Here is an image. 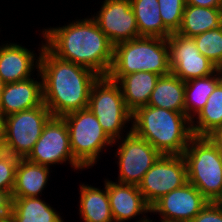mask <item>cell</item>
<instances>
[{"label": "cell", "instance_id": "obj_1", "mask_svg": "<svg viewBox=\"0 0 222 222\" xmlns=\"http://www.w3.org/2000/svg\"><path fill=\"white\" fill-rule=\"evenodd\" d=\"M75 20L62 27L43 28L41 39L45 47L62 60L107 76L113 62L114 45L92 17Z\"/></svg>", "mask_w": 222, "mask_h": 222}, {"label": "cell", "instance_id": "obj_2", "mask_svg": "<svg viewBox=\"0 0 222 222\" xmlns=\"http://www.w3.org/2000/svg\"><path fill=\"white\" fill-rule=\"evenodd\" d=\"M43 103L54 117L88 108L90 91L99 75L53 55L45 46L40 54Z\"/></svg>", "mask_w": 222, "mask_h": 222}, {"label": "cell", "instance_id": "obj_3", "mask_svg": "<svg viewBox=\"0 0 222 222\" xmlns=\"http://www.w3.org/2000/svg\"><path fill=\"white\" fill-rule=\"evenodd\" d=\"M131 122L135 135L165 155H183L194 137L191 120L181 112L147 105L132 113Z\"/></svg>", "mask_w": 222, "mask_h": 222}, {"label": "cell", "instance_id": "obj_4", "mask_svg": "<svg viewBox=\"0 0 222 222\" xmlns=\"http://www.w3.org/2000/svg\"><path fill=\"white\" fill-rule=\"evenodd\" d=\"M147 71L160 76L171 73L167 39L138 37L114 46L113 62L108 77Z\"/></svg>", "mask_w": 222, "mask_h": 222}, {"label": "cell", "instance_id": "obj_5", "mask_svg": "<svg viewBox=\"0 0 222 222\" xmlns=\"http://www.w3.org/2000/svg\"><path fill=\"white\" fill-rule=\"evenodd\" d=\"M183 157L188 182L209 202H219L222 198V152L208 137L194 136Z\"/></svg>", "mask_w": 222, "mask_h": 222}, {"label": "cell", "instance_id": "obj_6", "mask_svg": "<svg viewBox=\"0 0 222 222\" xmlns=\"http://www.w3.org/2000/svg\"><path fill=\"white\" fill-rule=\"evenodd\" d=\"M62 118L69 131L73 157L84 170L93 167L102 152L108 150L107 147H113L114 141L102 129L89 108L68 113Z\"/></svg>", "mask_w": 222, "mask_h": 222}, {"label": "cell", "instance_id": "obj_7", "mask_svg": "<svg viewBox=\"0 0 222 222\" xmlns=\"http://www.w3.org/2000/svg\"><path fill=\"white\" fill-rule=\"evenodd\" d=\"M88 108L97 117L107 135L114 141L132 123V112L127 108L119 84L108 76H99L93 83ZM127 127V128H126Z\"/></svg>", "mask_w": 222, "mask_h": 222}, {"label": "cell", "instance_id": "obj_8", "mask_svg": "<svg viewBox=\"0 0 222 222\" xmlns=\"http://www.w3.org/2000/svg\"><path fill=\"white\" fill-rule=\"evenodd\" d=\"M52 117L44 105L4 117L3 139L9 154L26 158Z\"/></svg>", "mask_w": 222, "mask_h": 222}, {"label": "cell", "instance_id": "obj_9", "mask_svg": "<svg viewBox=\"0 0 222 222\" xmlns=\"http://www.w3.org/2000/svg\"><path fill=\"white\" fill-rule=\"evenodd\" d=\"M116 143L119 144L114 152L118 160L116 164L119 167L116 182L138 186L145 173L162 154L145 139L135 135L132 127L127 129L125 136L114 140L113 146Z\"/></svg>", "mask_w": 222, "mask_h": 222}, {"label": "cell", "instance_id": "obj_10", "mask_svg": "<svg viewBox=\"0 0 222 222\" xmlns=\"http://www.w3.org/2000/svg\"><path fill=\"white\" fill-rule=\"evenodd\" d=\"M26 159L48 167L67 162L74 168V171L84 169L73 157L69 131L62 117L52 116L48 120L40 138Z\"/></svg>", "mask_w": 222, "mask_h": 222}, {"label": "cell", "instance_id": "obj_11", "mask_svg": "<svg viewBox=\"0 0 222 222\" xmlns=\"http://www.w3.org/2000/svg\"><path fill=\"white\" fill-rule=\"evenodd\" d=\"M187 166L183 155L162 154L145 173L138 188L152 206L163 195L187 183Z\"/></svg>", "mask_w": 222, "mask_h": 222}, {"label": "cell", "instance_id": "obj_12", "mask_svg": "<svg viewBox=\"0 0 222 222\" xmlns=\"http://www.w3.org/2000/svg\"><path fill=\"white\" fill-rule=\"evenodd\" d=\"M167 42L171 72L182 81L210 76L219 69L200 53L193 38L172 33Z\"/></svg>", "mask_w": 222, "mask_h": 222}, {"label": "cell", "instance_id": "obj_13", "mask_svg": "<svg viewBox=\"0 0 222 222\" xmlns=\"http://www.w3.org/2000/svg\"><path fill=\"white\" fill-rule=\"evenodd\" d=\"M91 16L114 46L140 37L130 0H104Z\"/></svg>", "mask_w": 222, "mask_h": 222}, {"label": "cell", "instance_id": "obj_14", "mask_svg": "<svg viewBox=\"0 0 222 222\" xmlns=\"http://www.w3.org/2000/svg\"><path fill=\"white\" fill-rule=\"evenodd\" d=\"M209 201L191 183L163 195L151 206V213L163 222H191Z\"/></svg>", "mask_w": 222, "mask_h": 222}, {"label": "cell", "instance_id": "obj_15", "mask_svg": "<svg viewBox=\"0 0 222 222\" xmlns=\"http://www.w3.org/2000/svg\"><path fill=\"white\" fill-rule=\"evenodd\" d=\"M41 42V47L38 49L39 56L34 54L35 51L20 44L10 41L1 43L0 77L5 84L27 80L34 75L32 74L34 71H39L40 54L45 46L43 40Z\"/></svg>", "mask_w": 222, "mask_h": 222}, {"label": "cell", "instance_id": "obj_16", "mask_svg": "<svg viewBox=\"0 0 222 222\" xmlns=\"http://www.w3.org/2000/svg\"><path fill=\"white\" fill-rule=\"evenodd\" d=\"M107 189L114 222H126L140 214L143 217H148L147 213L151 214V206L142 196L138 186L107 179Z\"/></svg>", "mask_w": 222, "mask_h": 222}, {"label": "cell", "instance_id": "obj_17", "mask_svg": "<svg viewBox=\"0 0 222 222\" xmlns=\"http://www.w3.org/2000/svg\"><path fill=\"white\" fill-rule=\"evenodd\" d=\"M37 74V78L5 84L0 102L4 117L43 104L42 78L39 71Z\"/></svg>", "mask_w": 222, "mask_h": 222}, {"label": "cell", "instance_id": "obj_18", "mask_svg": "<svg viewBox=\"0 0 222 222\" xmlns=\"http://www.w3.org/2000/svg\"><path fill=\"white\" fill-rule=\"evenodd\" d=\"M160 75L139 71L123 77H109L116 81L121 89L127 108L133 113L137 108L147 106L151 93Z\"/></svg>", "mask_w": 222, "mask_h": 222}, {"label": "cell", "instance_id": "obj_19", "mask_svg": "<svg viewBox=\"0 0 222 222\" xmlns=\"http://www.w3.org/2000/svg\"><path fill=\"white\" fill-rule=\"evenodd\" d=\"M51 167L20 158L15 172L12 197H39L45 190Z\"/></svg>", "mask_w": 222, "mask_h": 222}, {"label": "cell", "instance_id": "obj_20", "mask_svg": "<svg viewBox=\"0 0 222 222\" xmlns=\"http://www.w3.org/2000/svg\"><path fill=\"white\" fill-rule=\"evenodd\" d=\"M103 190L80 183L79 215L84 222H114L108 198L107 179Z\"/></svg>", "mask_w": 222, "mask_h": 222}, {"label": "cell", "instance_id": "obj_21", "mask_svg": "<svg viewBox=\"0 0 222 222\" xmlns=\"http://www.w3.org/2000/svg\"><path fill=\"white\" fill-rule=\"evenodd\" d=\"M184 94L185 81L171 72L158 78L147 105L185 113Z\"/></svg>", "mask_w": 222, "mask_h": 222}, {"label": "cell", "instance_id": "obj_22", "mask_svg": "<svg viewBox=\"0 0 222 222\" xmlns=\"http://www.w3.org/2000/svg\"><path fill=\"white\" fill-rule=\"evenodd\" d=\"M41 197H12L11 222H64L60 212Z\"/></svg>", "mask_w": 222, "mask_h": 222}, {"label": "cell", "instance_id": "obj_23", "mask_svg": "<svg viewBox=\"0 0 222 222\" xmlns=\"http://www.w3.org/2000/svg\"><path fill=\"white\" fill-rule=\"evenodd\" d=\"M220 26H222V8L186 4L181 27L177 33L184 37L193 38Z\"/></svg>", "mask_w": 222, "mask_h": 222}, {"label": "cell", "instance_id": "obj_24", "mask_svg": "<svg viewBox=\"0 0 222 222\" xmlns=\"http://www.w3.org/2000/svg\"><path fill=\"white\" fill-rule=\"evenodd\" d=\"M140 37L167 39L172 32L164 25L157 0H130Z\"/></svg>", "mask_w": 222, "mask_h": 222}, {"label": "cell", "instance_id": "obj_25", "mask_svg": "<svg viewBox=\"0 0 222 222\" xmlns=\"http://www.w3.org/2000/svg\"><path fill=\"white\" fill-rule=\"evenodd\" d=\"M221 81L219 69L210 76L185 81V114L190 120L205 106L208 97Z\"/></svg>", "mask_w": 222, "mask_h": 222}, {"label": "cell", "instance_id": "obj_26", "mask_svg": "<svg viewBox=\"0 0 222 222\" xmlns=\"http://www.w3.org/2000/svg\"><path fill=\"white\" fill-rule=\"evenodd\" d=\"M222 126V81L215 87L205 106L191 120L194 136L207 137Z\"/></svg>", "mask_w": 222, "mask_h": 222}, {"label": "cell", "instance_id": "obj_27", "mask_svg": "<svg viewBox=\"0 0 222 222\" xmlns=\"http://www.w3.org/2000/svg\"><path fill=\"white\" fill-rule=\"evenodd\" d=\"M200 53L218 68L222 66V26L193 37Z\"/></svg>", "mask_w": 222, "mask_h": 222}, {"label": "cell", "instance_id": "obj_28", "mask_svg": "<svg viewBox=\"0 0 222 222\" xmlns=\"http://www.w3.org/2000/svg\"><path fill=\"white\" fill-rule=\"evenodd\" d=\"M160 16L164 25L172 32L177 33L181 27L185 0H157Z\"/></svg>", "mask_w": 222, "mask_h": 222}, {"label": "cell", "instance_id": "obj_29", "mask_svg": "<svg viewBox=\"0 0 222 222\" xmlns=\"http://www.w3.org/2000/svg\"><path fill=\"white\" fill-rule=\"evenodd\" d=\"M19 159L20 158L12 154H8L5 158L0 160V191L12 193Z\"/></svg>", "mask_w": 222, "mask_h": 222}, {"label": "cell", "instance_id": "obj_30", "mask_svg": "<svg viewBox=\"0 0 222 222\" xmlns=\"http://www.w3.org/2000/svg\"><path fill=\"white\" fill-rule=\"evenodd\" d=\"M191 222H222V205L219 202H208Z\"/></svg>", "mask_w": 222, "mask_h": 222}, {"label": "cell", "instance_id": "obj_31", "mask_svg": "<svg viewBox=\"0 0 222 222\" xmlns=\"http://www.w3.org/2000/svg\"><path fill=\"white\" fill-rule=\"evenodd\" d=\"M12 200L11 192L0 191V222L10 219Z\"/></svg>", "mask_w": 222, "mask_h": 222}, {"label": "cell", "instance_id": "obj_32", "mask_svg": "<svg viewBox=\"0 0 222 222\" xmlns=\"http://www.w3.org/2000/svg\"><path fill=\"white\" fill-rule=\"evenodd\" d=\"M185 3L207 8H222V0H185Z\"/></svg>", "mask_w": 222, "mask_h": 222}, {"label": "cell", "instance_id": "obj_33", "mask_svg": "<svg viewBox=\"0 0 222 222\" xmlns=\"http://www.w3.org/2000/svg\"><path fill=\"white\" fill-rule=\"evenodd\" d=\"M207 137L222 152V126L217 127Z\"/></svg>", "mask_w": 222, "mask_h": 222}, {"label": "cell", "instance_id": "obj_34", "mask_svg": "<svg viewBox=\"0 0 222 222\" xmlns=\"http://www.w3.org/2000/svg\"><path fill=\"white\" fill-rule=\"evenodd\" d=\"M7 146L5 144L4 139H0V160L5 158L8 155Z\"/></svg>", "mask_w": 222, "mask_h": 222}, {"label": "cell", "instance_id": "obj_35", "mask_svg": "<svg viewBox=\"0 0 222 222\" xmlns=\"http://www.w3.org/2000/svg\"><path fill=\"white\" fill-rule=\"evenodd\" d=\"M4 116L0 112V139H3Z\"/></svg>", "mask_w": 222, "mask_h": 222}, {"label": "cell", "instance_id": "obj_36", "mask_svg": "<svg viewBox=\"0 0 222 222\" xmlns=\"http://www.w3.org/2000/svg\"><path fill=\"white\" fill-rule=\"evenodd\" d=\"M4 86H5V83L2 81L0 77V102H1V97H2Z\"/></svg>", "mask_w": 222, "mask_h": 222}, {"label": "cell", "instance_id": "obj_37", "mask_svg": "<svg viewBox=\"0 0 222 222\" xmlns=\"http://www.w3.org/2000/svg\"><path fill=\"white\" fill-rule=\"evenodd\" d=\"M136 222H153L151 219H149V217H141L139 220H137ZM155 222V221H154ZM161 222V221H159Z\"/></svg>", "mask_w": 222, "mask_h": 222}, {"label": "cell", "instance_id": "obj_38", "mask_svg": "<svg viewBox=\"0 0 222 222\" xmlns=\"http://www.w3.org/2000/svg\"><path fill=\"white\" fill-rule=\"evenodd\" d=\"M220 72H221V75H222V66L219 68Z\"/></svg>", "mask_w": 222, "mask_h": 222}]
</instances>
